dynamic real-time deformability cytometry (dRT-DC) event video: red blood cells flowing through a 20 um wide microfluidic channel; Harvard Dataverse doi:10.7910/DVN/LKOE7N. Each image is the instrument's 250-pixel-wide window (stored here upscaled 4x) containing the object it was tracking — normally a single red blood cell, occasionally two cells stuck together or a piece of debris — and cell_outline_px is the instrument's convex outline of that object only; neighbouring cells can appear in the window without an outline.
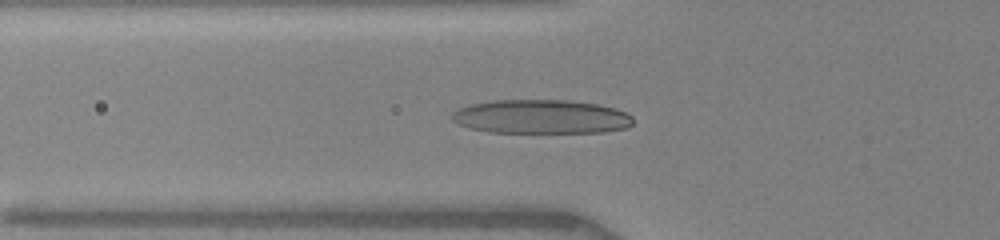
{"species": "human", "species_latin": "Homo sapiens", "temperature_condition": "warm", "stored_images_in_passage": 46, "camera_frame_rate_fps": 3000, "um_per_image_px": 0.085, "donor": {"sex": "female"}, "frame": {"image": 1, "passage_image": 2, "time_ms": 0.333, "image_size_px": [1000, 240], "cell_outline_px": [[632, 124], [624, 128], [604, 132], [488, 132], [468, 128], [456, 124], [452, 120], [452, 112], [456, 108], [468, 104], [496, 100], [568, 100], [596, 104], [616, 108], [628, 112], [632, 116]], "centroid_in_image_um": [45.95, 9.91], "position_along_channel_um": 79.9, "area_um2": 36.13}}
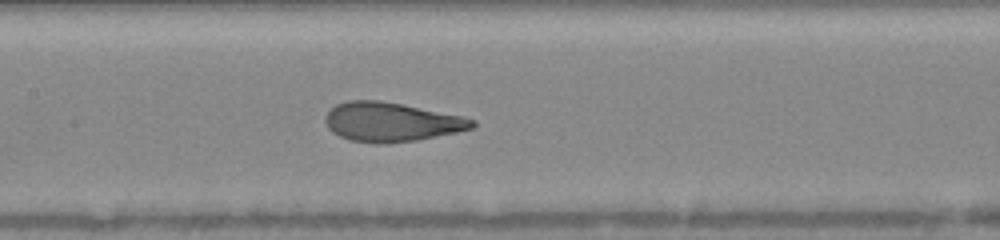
{"frame": {"image": 2, "passage_image": 16, "time_ms": 2.667, "image_size_px": [1000, 240], "cell_outline_px": [[476, 124], [472, 128], [456, 132], [416, 140], [388, 144], [376, 144], [348, 140], [332, 132], [328, 128], [324, 120], [324, 116], [336, 104], [348, 100], [380, 100], [464, 116], [476, 120]], "centroid_in_image_um": [33.23, 10.37], "position_along_channel_um": 174.2, "area_um2": 33.7}}
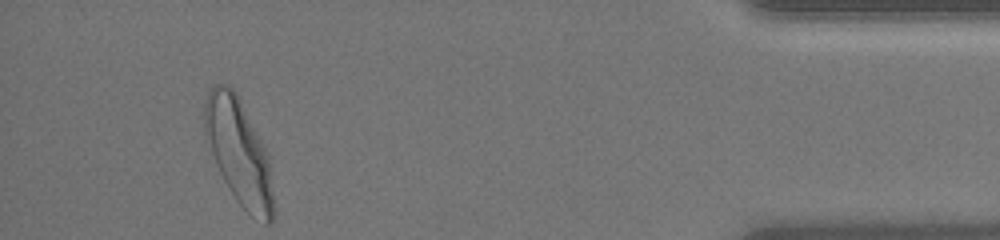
{"frame": {"image": 3, "passage_image": 46, "time_ms": 10.0, "image_size_px": [1000, 240], "cell_outline_px": [[272, 224], [264, 224], [252, 216], [236, 200], [228, 188], [216, 164], [204, 128], [204, 104], [208, 92], [212, 84], [228, 84], [236, 92], [264, 144], [268, 152], [272, 192]], "centroid_in_image_um": [20.3, 12.88], "position_along_channel_um": 414.9, "area_um2": 41.91}, "authors_computed_cell_mechanics": {"area_um2": 33.6974, "velocity_mm_per_s": 3.9979, "shape_relaxation_time_tau1_ms": 2.8871, "shape_relaxation_time_tau2_ms": null, "deformation_change_tau1": 0.1895, "deformation_change_tau2": null}}